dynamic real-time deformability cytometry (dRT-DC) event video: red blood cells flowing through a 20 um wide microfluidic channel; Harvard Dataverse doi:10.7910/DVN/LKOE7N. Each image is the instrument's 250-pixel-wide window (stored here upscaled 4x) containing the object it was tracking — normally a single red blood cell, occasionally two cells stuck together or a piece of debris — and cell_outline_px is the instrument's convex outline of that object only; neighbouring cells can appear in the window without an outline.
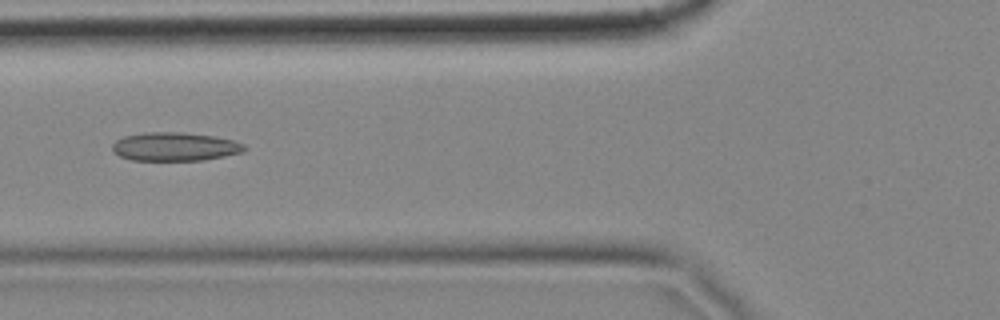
{"species": "common noctule bat (a hibernating species)", "species_latin": "Nyctalus noctula", "temperature_condition": "cold", "stored_images_in_passage": 11, "camera_frame_rate_fps": 3000, "um_per_image_px": 0.085, "animal": {"sex": "female", "body_mass_g": 18.4}, "frame": {"image": 1, "passage_image": 4, "time_ms": 1.0, "image_size_px": [1000, 320], "cell_outline_px": [[248, 148], [244, 152], [204, 160], [132, 160], [120, 156], [112, 152], [112, 144], [116, 140], [124, 136], [144, 132], [184, 132], [216, 136], [232, 140], [244, 144]], "centroid_in_image_um": [14.87, 12.46], "position_along_channel_um": 110.9, "area_um2": 22.2}}
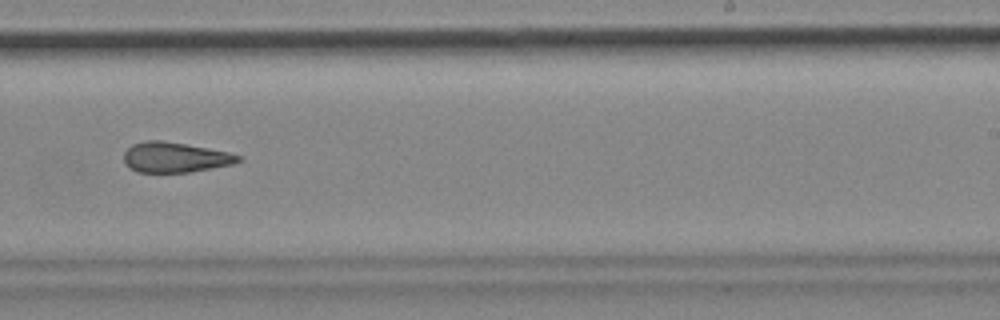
{"frame": {"image": 2, "passage_image": 8, "time_ms": 2.333, "image_size_px": [1000, 320], "cell_outline_px": [[244, 160], [232, 164], [212, 168], [188, 172], [136, 172], [124, 160], [124, 152], [132, 144], [144, 140], [164, 140], [208, 148], [228, 152], [244, 156]], "centroid_in_image_um": [14.92, 13.36], "position_along_channel_um": 274.1, "area_um2": 20.17}}
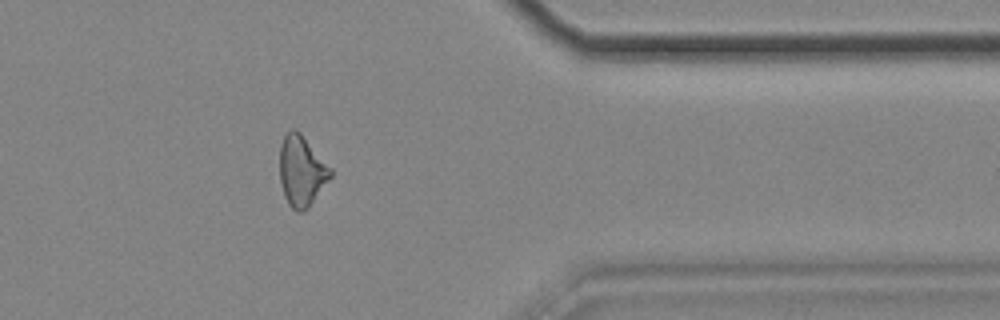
{"frame": {"image": 3, "passage_image": 11, "time_ms": 3.333, "image_size_px": [1000, 320], "cell_outline_px": [[332, 176], [308, 208], [304, 212], [296, 212], [288, 204], [284, 196], [280, 180], [280, 144], [284, 136], [292, 128], [296, 128], [300, 132], [332, 168]], "centroid_in_image_um": [25.64, 14.54], "position_along_channel_um": 385.8, "area_um2": 21.04}}